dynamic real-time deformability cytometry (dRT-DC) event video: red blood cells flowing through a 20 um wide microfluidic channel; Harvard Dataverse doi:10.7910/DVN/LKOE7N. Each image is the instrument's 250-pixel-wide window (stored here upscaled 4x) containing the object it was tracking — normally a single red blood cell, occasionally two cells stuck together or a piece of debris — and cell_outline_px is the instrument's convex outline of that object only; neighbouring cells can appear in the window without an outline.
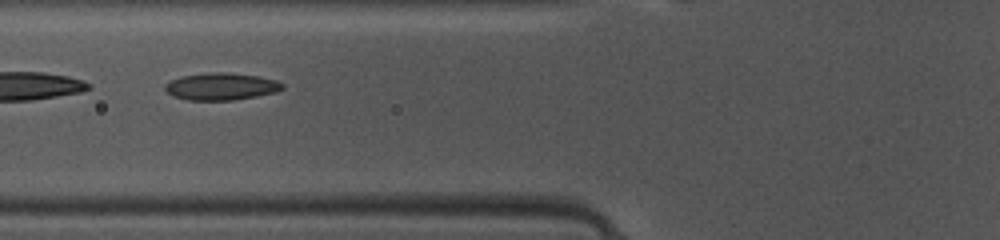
{"species": "common noctule bat (a hibernating species)", "species_latin": "Nyctalus noctula", "temperature_condition": "warm", "stored_images_in_passage": 31, "camera_frame_rate_fps": 3000, "um_per_image_px": 0.085, "animal": {"sex": "female", "body_mass_g": 10.0, "forearm_length_mm": 53.1}, "frame": {"image": 1, "passage_image": 5, "time_ms": 1.333, "image_size_px": [1000, 240], "cell_outline_px": [[284, 88], [276, 92], [256, 96], [232, 100], [188, 100], [172, 96], [164, 88], [164, 84], [168, 80], [184, 76], [208, 72], [228, 72], [260, 76], [276, 80], [284, 84]], "centroid_in_image_um": [18.79, 7.34], "position_along_channel_um": 107.0, "area_um2": 18.73}}
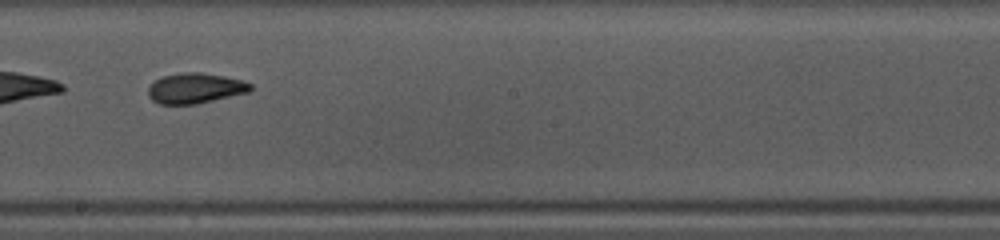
{"frame": {"image": 2, "passage_image": 14, "time_ms": 4.333, "image_size_px": [1000, 240], "cell_outline_px": [[252, 88], [248, 92], [196, 104], [160, 104], [152, 100], [148, 96], [148, 88], [156, 80], [164, 76], [180, 72], [204, 72], [244, 80], [252, 84]], "centroid_in_image_um": [16.6, 7.49], "position_along_channel_um": 231.6, "area_um2": 18.09}}
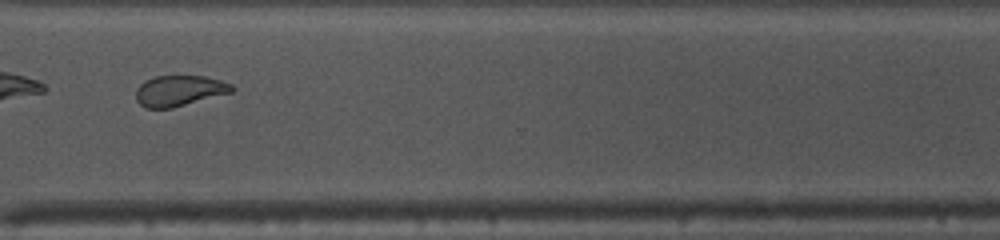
{"frame": {"image": 3, "passage_image": 23, "time_ms": 7.333, "image_size_px": [1000, 240], "cell_outline_px": [[236, 88], [232, 92], [172, 108], [144, 108], [136, 100], [136, 88], [144, 80], [156, 76], [204, 76], [220, 80], [232, 84]], "centroid_in_image_um": [15.23, 7.71], "position_along_channel_um": 355.4, "area_um2": 17.22}, "authors_computed_cell_mechanics": {"area_um2": 18.1492, "velocity_mm_per_s": 4.1398, "shape_relaxation_time_tau1_ms": 3.7942, "shape_relaxation_time_tau2_ms": 4.8046, "deformation_change_tau1": 0.1405, "deformation_change_tau2": 0.0769}}